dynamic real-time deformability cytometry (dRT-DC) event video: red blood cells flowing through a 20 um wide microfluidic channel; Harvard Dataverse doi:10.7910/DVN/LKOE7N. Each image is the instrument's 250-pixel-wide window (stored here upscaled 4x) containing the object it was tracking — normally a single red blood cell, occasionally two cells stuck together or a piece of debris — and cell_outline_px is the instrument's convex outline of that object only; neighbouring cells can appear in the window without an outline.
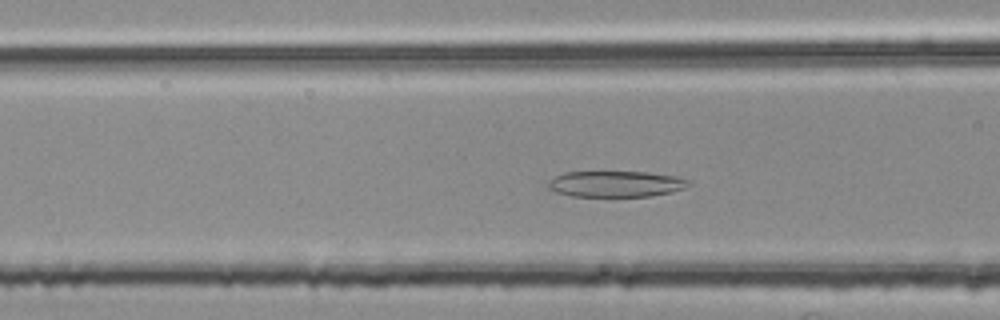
{"species": "common noctule bat (a hibernating species)", "species_latin": "Nyctalus noctula", "temperature_condition": "room temperature", "stored_images_in_passage": 48, "camera_frame_rate_fps": 3000, "um_per_image_px": 0.085, "animal": {"sex": "female", "body_mass_g": 25.1}, "frame": {"image": 1, "passage_image": 18, "time_ms": 5.667, "image_size_px": [1000, 320], "cell_outline_px": [[692, 184], [684, 188], [672, 192], [652, 196], [572, 196], [556, 192], [548, 188], [548, 184], [556, 176], [564, 172], [648, 172], [676, 176], [688, 180]], "centroid_in_image_um": [52.38, 15.63], "position_along_channel_um": 114.2, "area_um2": 21.21}}
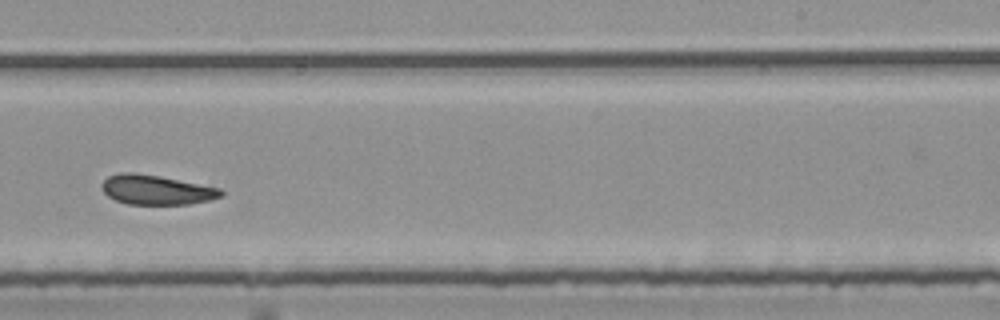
{"frame": {"image": 2, "passage_image": 31, "time_ms": 10.0, "image_size_px": [1000, 320], "cell_outline_px": [[224, 196], [208, 200], [188, 204], [128, 204], [116, 200], [108, 196], [100, 188], [100, 184], [108, 176], [120, 172], [128, 172], [160, 176], [220, 188], [224, 192]], "centroid_in_image_um": [13.27, 16.13], "position_along_channel_um": 275.7, "area_um2": 20.52}}
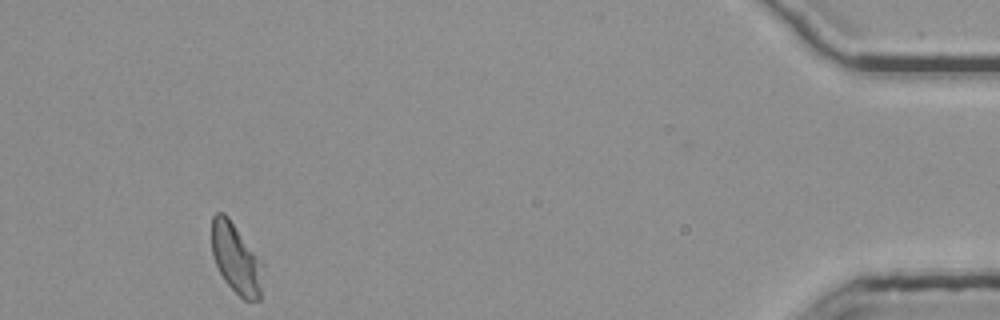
{"frame": {"image": 3, "passage_image": 48, "time_ms": 15.667, "image_size_px": [1000, 320], "cell_outline_px": [[260, 300], [244, 300], [224, 280], [212, 256], [212, 216], [216, 212], [224, 212], [228, 216], [260, 260]], "centroid_in_image_um": [20.0, 21.94], "position_along_channel_um": 415.2, "area_um2": 20.17}, "authors_computed_cell_mechanics": {"area_um2": 21.386, "velocity_mm_per_s": 3.7245, "shape_relaxation_time_tau1_ms": null, "shape_relaxation_time_tau2_ms": 2.9796, "deformation_change_tau1": null, "deformation_change_tau2": 0.0932}}